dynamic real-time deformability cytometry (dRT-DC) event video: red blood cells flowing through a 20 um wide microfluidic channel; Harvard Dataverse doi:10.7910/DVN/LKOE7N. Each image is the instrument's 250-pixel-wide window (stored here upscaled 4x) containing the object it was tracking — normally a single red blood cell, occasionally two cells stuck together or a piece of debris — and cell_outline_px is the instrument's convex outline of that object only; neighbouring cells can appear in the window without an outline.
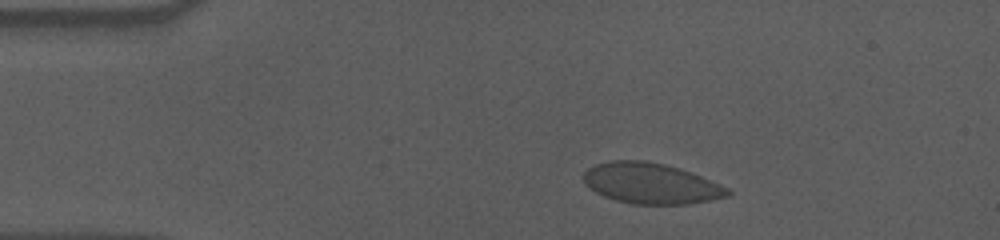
{"species": "human", "species_latin": "Homo sapiens", "temperature_condition": "cold", "stored_images_in_passage": 50, "camera_frame_rate_fps": 3000, "um_per_image_px": 0.085, "donor": {"sex": "male"}, "frame": {"image": 1, "passage_image": 3, "time_ms": 0.667, "image_size_px": [1000, 240], "cell_outline_px": [[732, 192], [728, 196], [712, 200], [688, 204], [632, 204], [616, 200], [604, 196], [596, 192], [584, 184], [584, 172], [588, 168], [596, 164], [612, 160], [644, 160], [664, 164], [680, 168], [692, 172], [720, 184], [728, 188]], "centroid_in_image_um": [55.34, 15.59], "position_along_channel_um": 29.7, "area_um2": 34.28}}
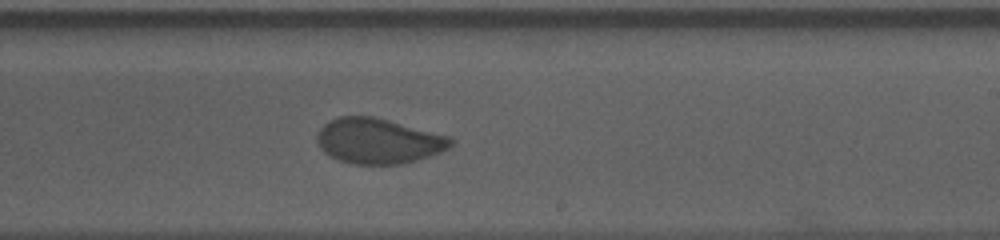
{"frame": {"image": 2, "passage_image": 27, "time_ms": 8.667, "image_size_px": [1000, 240], "cell_outline_px": [[452, 144], [448, 148], [440, 152], [404, 164], [352, 164], [340, 160], [324, 152], [320, 148], [316, 140], [316, 136], [320, 128], [328, 120], [336, 116], [372, 116], [452, 136]], "centroid_in_image_um": [32.14, 11.97], "position_along_channel_um": 256.9, "area_um2": 35.37}}
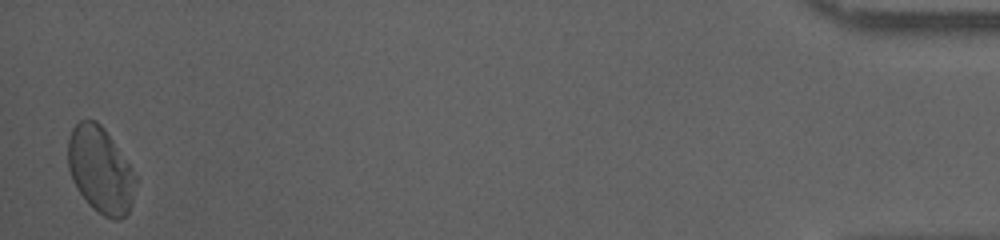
{"frame": {"image": 3, "passage_image": 49, "time_ms": 16.0, "image_size_px": [1000, 240], "cell_outline_px": [[136, 180], [128, 212], [120, 220], [116, 220], [104, 216], [92, 208], [88, 204], [76, 188], [72, 180], [68, 168], [68, 136], [72, 128], [80, 120], [96, 120], [104, 128], [128, 164]], "centroid_in_image_um": [8.48, 14.45], "position_along_channel_um": 426.7, "area_um2": 33.47}, "authors_computed_cell_mechanics": {"area_um2": 35.1424, "velocity_mm_per_s": 3.5489, "shape_relaxation_time_tau1_ms": 8.3973, "shape_relaxation_time_tau2_ms": null, "deformation_change_tau1": 0.1134, "deformation_change_tau2": null}}